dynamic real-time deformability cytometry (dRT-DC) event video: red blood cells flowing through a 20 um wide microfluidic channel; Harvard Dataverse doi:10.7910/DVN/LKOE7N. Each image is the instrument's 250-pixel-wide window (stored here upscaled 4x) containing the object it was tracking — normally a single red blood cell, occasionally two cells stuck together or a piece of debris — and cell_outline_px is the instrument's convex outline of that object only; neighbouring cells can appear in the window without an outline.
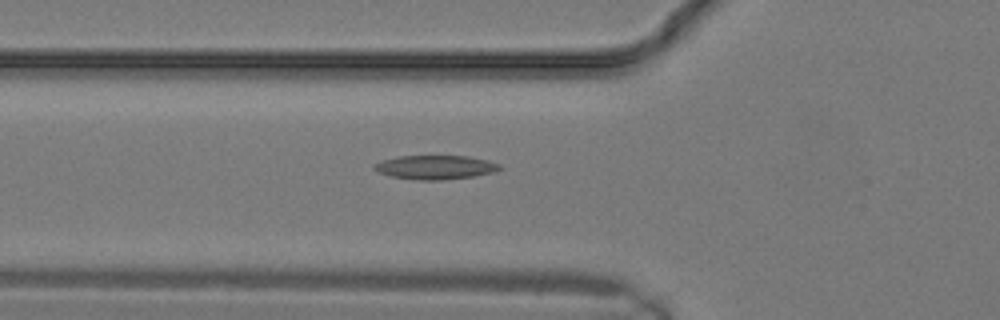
{"species": "common noctule bat (a hibernating species)", "species_latin": "Nyctalus noctula", "temperature_condition": "warm", "stored_images_in_passage": 10, "camera_frame_rate_fps": 3000, "um_per_image_px": 0.085, "animal": {"sex": "male", "body_mass_g": 19.2, "forearm_length_mm": 51.8}, "frame": {"image": 1, "passage_image": 5, "time_ms": 1.333, "image_size_px": [1000, 320], "cell_outline_px": [[504, 168], [496, 172], [472, 176], [440, 180], [420, 180], [392, 176], [380, 172], [372, 168], [380, 160], [400, 156], [468, 156], [488, 160], [500, 164]], "centroid_in_image_um": [37.06, 14.21], "position_along_channel_um": 88.7, "area_um2": 17.46}}
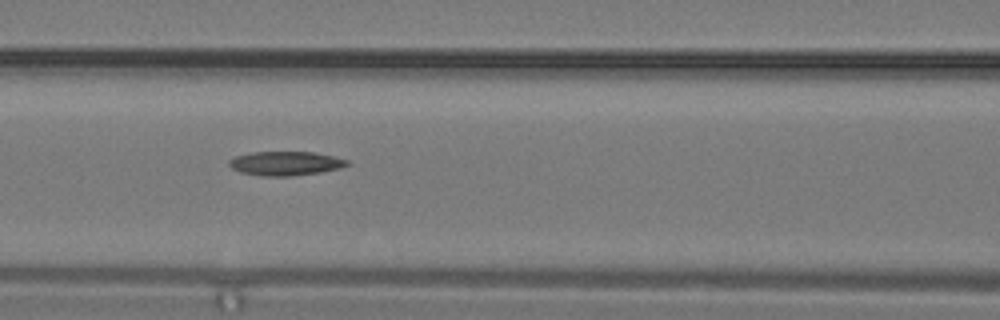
{"frame": {"image": 2, "passage_image": 7, "time_ms": 2.0, "image_size_px": [1000, 320], "cell_outline_px": [[352, 164], [340, 168], [320, 172], [288, 176], [264, 176], [240, 172], [232, 168], [228, 164], [228, 160], [236, 156], [252, 152], [312, 152], [332, 156], [348, 160]], "centroid_in_image_um": [24.27, 13.89], "position_along_channel_um": 142.3, "area_um2": 16.47}}
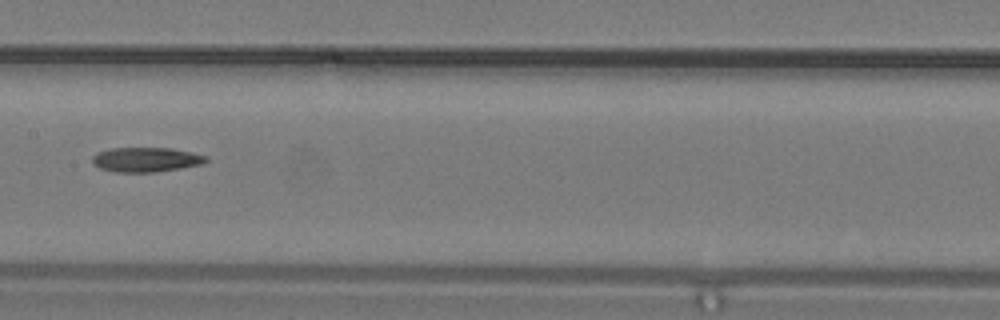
{"frame": {"image": 3, "passage_image": 9, "time_ms": 2.667, "image_size_px": [1000, 320], "cell_outline_px": [[208, 160], [204, 164], [156, 172], [116, 172], [100, 168], [92, 164], [92, 156], [96, 152], [108, 148], [172, 148], [192, 152], [208, 156]], "centroid_in_image_um": [12.41, 13.56], "position_along_channel_um": 195.0, "area_um2": 16.53}}